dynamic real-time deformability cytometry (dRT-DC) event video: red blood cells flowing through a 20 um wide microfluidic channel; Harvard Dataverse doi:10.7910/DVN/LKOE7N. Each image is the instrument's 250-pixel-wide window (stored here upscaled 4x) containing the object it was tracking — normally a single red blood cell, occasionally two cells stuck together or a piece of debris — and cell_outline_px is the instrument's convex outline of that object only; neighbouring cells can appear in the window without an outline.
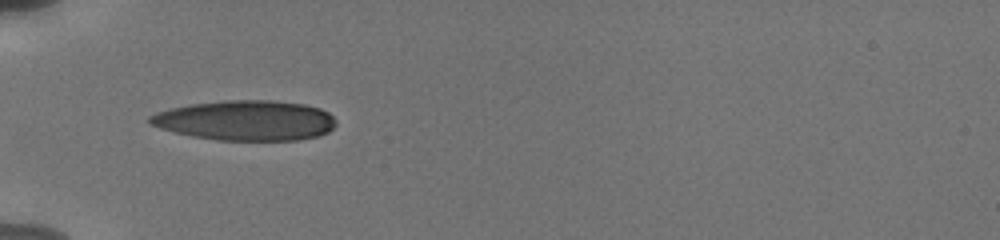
{"species": "human", "species_latin": "Homo sapiens", "temperature_condition": "cold", "stored_images_in_passage": 8, "camera_frame_rate_fps": 3000, "um_per_image_px": 0.085, "donor": {"sex": "male"}, "frame": {"image": 1, "passage_image": 7, "time_ms": 6.0, "image_size_px": [1000, 240], "cell_outline_px": [[336, 124], [328, 132], [320, 136], [296, 140], [220, 140], [196, 136], [176, 132], [160, 128], [148, 124], [148, 116], [156, 112], [172, 108], [192, 104], [228, 100], [272, 100], [304, 104], [320, 108], [328, 112], [336, 120]], "centroid_in_image_um": [20.91, 10.23], "position_along_channel_um": 64.1, "area_um2": 43.35}}
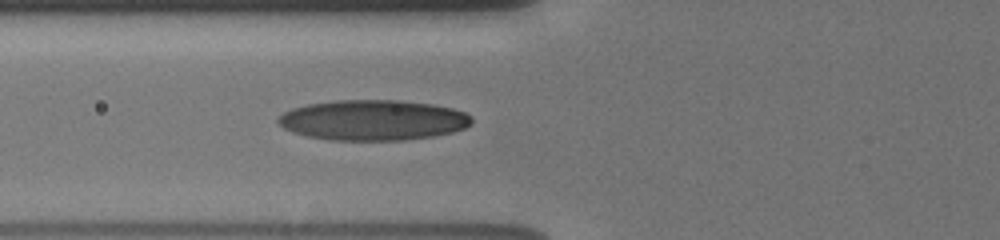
{"frame": {"image": 2, "passage_image": 8, "time_ms": 7.0, "image_size_px": [1000, 240], "cell_outline_px": [[472, 124], [464, 128], [452, 132], [432, 136], [404, 140], [328, 140], [308, 136], [292, 132], [284, 128], [276, 120], [284, 112], [292, 108], [308, 104], [336, 100], [400, 100], [436, 104], [452, 108], [464, 112], [472, 116]], "centroid_in_image_um": [31.72, 10.2], "position_along_channel_um": 94.1, "area_um2": 45.72}}